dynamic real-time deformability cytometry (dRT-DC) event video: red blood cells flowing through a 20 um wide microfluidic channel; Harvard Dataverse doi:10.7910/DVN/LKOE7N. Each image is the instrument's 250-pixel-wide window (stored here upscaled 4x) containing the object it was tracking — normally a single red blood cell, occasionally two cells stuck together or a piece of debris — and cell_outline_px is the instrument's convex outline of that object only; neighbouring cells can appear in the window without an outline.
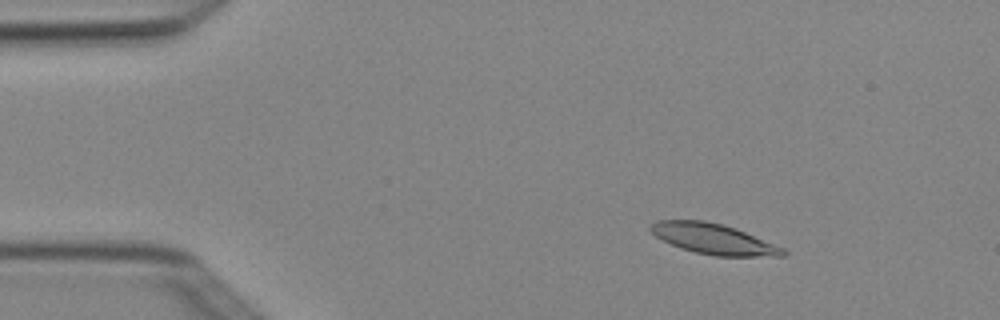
{"species": "Egyptian fruit bat (a non-hibernating species)", "species_latin": "Rousettus aegyptiacus", "temperature_condition": "cold", "stored_images_in_passage": 4, "camera_frame_rate_fps": 3000, "um_per_image_px": 0.085, "animal": {"sex": "female"}, "frame": {"image": 1, "passage_image": 2, "time_ms": 0.333, "image_size_px": [1000, 320], "cell_outline_px": [[788, 252], [784, 256], [712, 256], [680, 248], [656, 236], [648, 228], [656, 220], [704, 220], [724, 224], [736, 228], [784, 248]], "centroid_in_image_um": [60.66, 20.3], "position_along_channel_um": 24.3, "area_um2": 23.47}}
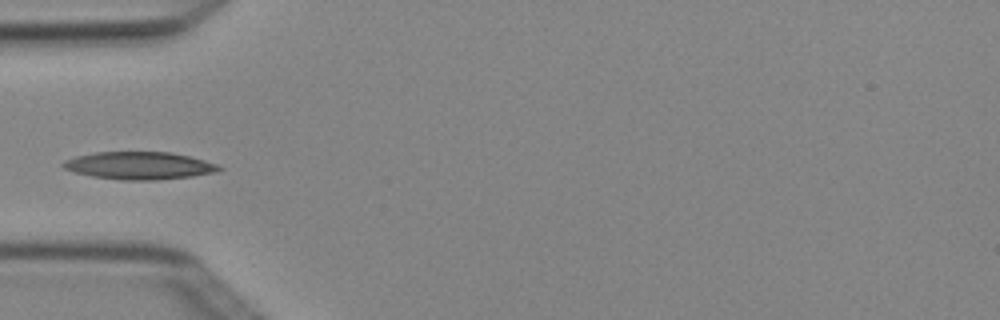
{"frame": {"image": 2, "passage_image": 4, "time_ms": 1.0, "image_size_px": [1000, 320], "cell_outline_px": [[224, 168], [216, 172], [192, 176], [156, 180], [120, 180], [92, 176], [76, 172], [64, 168], [60, 164], [64, 160], [76, 156], [96, 152], [172, 152], [220, 164]], "centroid_in_image_um": [11.86, 14.07], "position_along_channel_um": 73.1, "area_um2": 25.09}}